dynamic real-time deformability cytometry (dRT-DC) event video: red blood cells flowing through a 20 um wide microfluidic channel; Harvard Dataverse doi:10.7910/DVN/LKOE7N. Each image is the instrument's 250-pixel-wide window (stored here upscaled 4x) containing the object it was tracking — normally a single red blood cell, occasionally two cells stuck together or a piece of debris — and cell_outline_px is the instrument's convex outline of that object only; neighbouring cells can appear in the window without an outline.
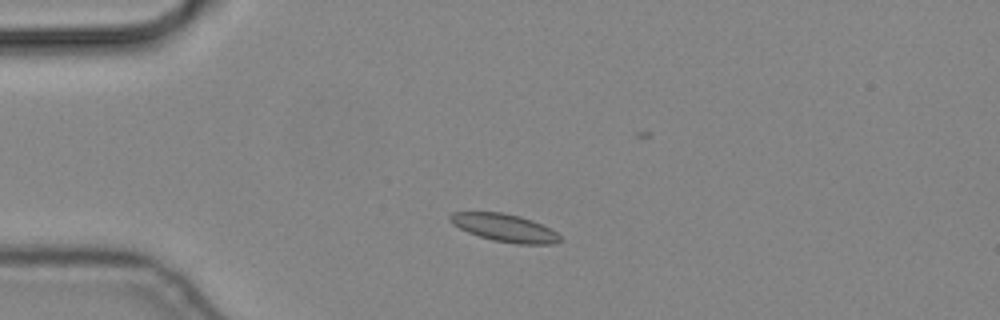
{"species": "common noctule bat (a hibernating species)", "species_latin": "Nyctalus noctula", "temperature_condition": "cold", "stored_images_in_passage": 3, "camera_frame_rate_fps": 3000, "um_per_image_px": 0.085, "animal": {"sex": "male", "body_mass_g": 19.2, "forearm_length_mm": 51.8}, "frame": {"image": 1, "passage_image": 2, "time_ms": 0.333, "image_size_px": [1000, 320], "cell_outline_px": [[564, 240], [552, 244], [516, 244], [492, 240], [468, 232], [452, 224], [448, 220], [448, 216], [452, 212], [500, 212], [520, 216], [532, 220], [556, 232]], "centroid_in_image_um": [42.88, 19.36], "position_along_channel_um": 42.1, "area_um2": 17.74}}